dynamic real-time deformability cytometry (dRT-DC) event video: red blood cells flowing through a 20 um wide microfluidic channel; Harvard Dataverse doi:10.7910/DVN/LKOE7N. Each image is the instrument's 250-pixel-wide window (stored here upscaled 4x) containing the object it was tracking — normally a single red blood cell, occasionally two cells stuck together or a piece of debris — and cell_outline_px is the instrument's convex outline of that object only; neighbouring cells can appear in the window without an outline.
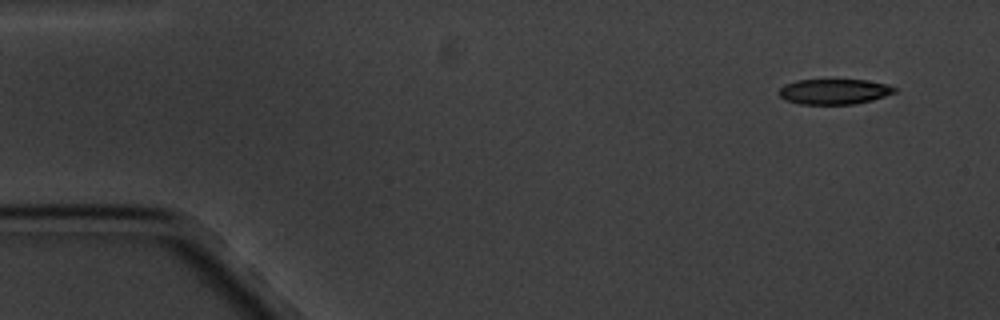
{"species": "common noctule bat (a hibernating species)", "species_latin": "Nyctalus noctula", "temperature_condition": "cold", "stored_images_in_passage": 5, "camera_frame_rate_fps": 3000, "um_per_image_px": 0.085, "animal": {"sex": "male", "body_mass_g": 20.1, "forearm_length_mm": 53.5}, "frame": {"image": 1, "passage_image": 1, "time_ms": 0.0, "image_size_px": [1000, 320], "cell_outline_px": [[896, 92], [872, 100], [852, 104], [800, 104], [784, 100], [776, 92], [784, 84], [796, 80], [864, 80], [888, 84], [896, 88]], "centroid_in_image_um": [70.86, 7.78], "position_along_channel_um": 14.1, "area_um2": 17.11}}
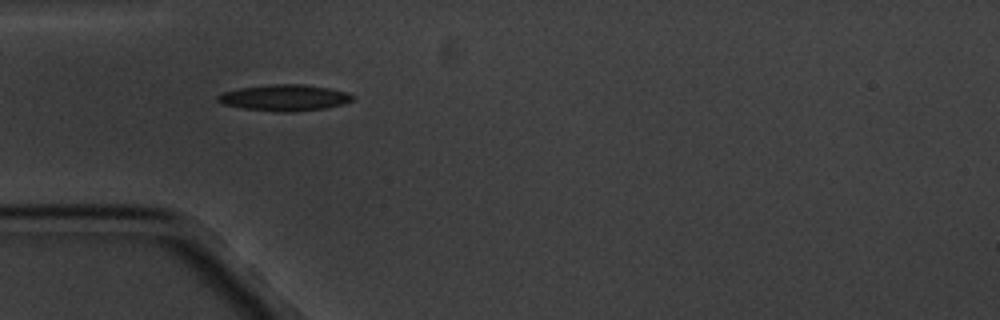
{"frame": {"image": 2, "passage_image": 4, "time_ms": 4.333, "image_size_px": [1000, 320], "cell_outline_px": [[356, 96], [352, 100], [344, 104], [328, 108], [284, 112], [244, 108], [220, 104], [216, 100], [216, 96], [224, 92], [240, 88], [272, 84], [304, 84], [328, 88], [344, 92]], "centroid_in_image_um": [24.17, 8.3], "position_along_channel_um": 60.8, "area_um2": 20.46}}
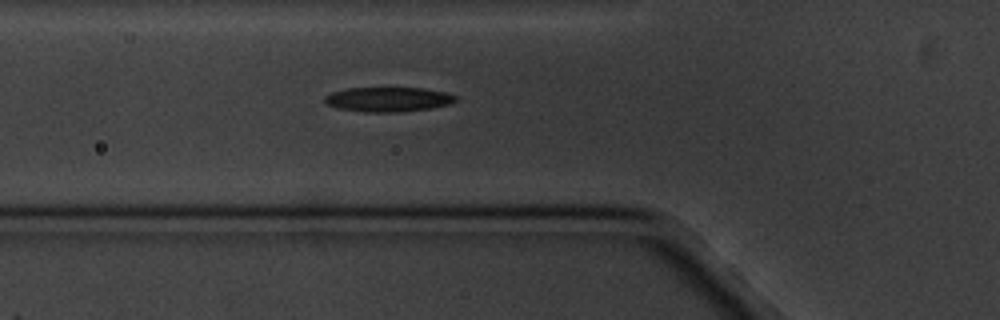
{"frame": {"image": 3, "passage_image": 5, "time_ms": 5.333, "image_size_px": [1000, 320], "cell_outline_px": [[456, 100], [452, 104], [428, 108], [400, 112], [364, 112], [336, 108], [328, 104], [324, 100], [324, 96], [332, 92], [348, 88], [424, 88], [448, 92], [456, 96]], "centroid_in_image_um": [33.01, 8.44], "position_along_channel_um": 92.8, "area_um2": 18.84}}